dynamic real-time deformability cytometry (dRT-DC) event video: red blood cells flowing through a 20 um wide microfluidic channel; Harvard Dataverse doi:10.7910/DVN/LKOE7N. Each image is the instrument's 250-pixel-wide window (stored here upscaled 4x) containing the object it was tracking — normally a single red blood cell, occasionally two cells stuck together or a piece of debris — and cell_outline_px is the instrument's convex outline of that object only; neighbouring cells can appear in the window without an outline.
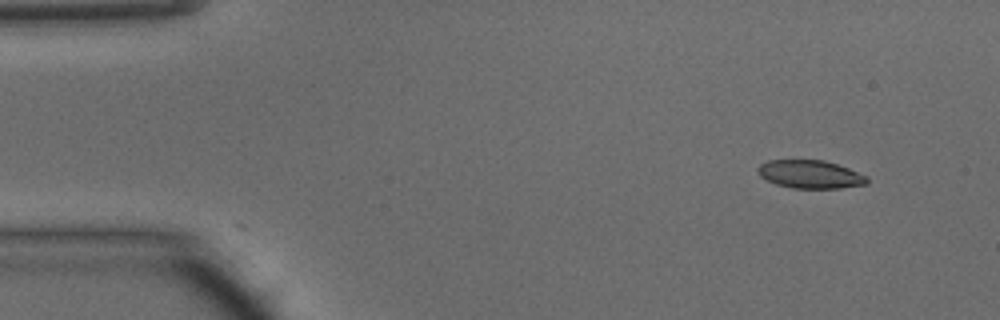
{"species": "common noctule bat (a hibernating species)", "species_latin": "Nyctalus noctula", "temperature_condition": "warm", "stored_images_in_passage": 25, "camera_frame_rate_fps": 3000, "um_per_image_px": 0.085, "animal": {"sex": "male", "body_mass_g": 15.6}, "frame": {"image": 1, "passage_image": 1, "time_ms": 0.0, "image_size_px": [1000, 320], "cell_outline_px": [[868, 184], [840, 188], [792, 188], [776, 184], [760, 176], [756, 172], [756, 168], [760, 164], [768, 160], [824, 160], [848, 168], [868, 176]], "centroid_in_image_um": [68.86, 14.81], "position_along_channel_um": 16.1, "area_um2": 17.98}}
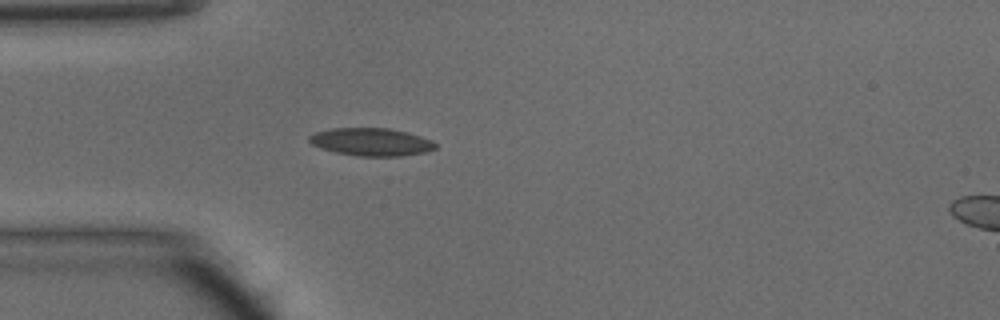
{"frame": {"image": 2, "passage_image": 10, "time_ms": 3.0, "image_size_px": [1000, 320], "cell_outline_px": [[436, 148], [428, 152], [400, 156], [356, 156], [336, 152], [320, 148], [312, 144], [308, 140], [308, 136], [316, 132], [332, 128], [388, 128], [408, 132], [432, 140], [436, 144]], "centroid_in_image_um": [31.57, 12.06], "position_along_channel_um": 53.4, "area_um2": 20.52}}
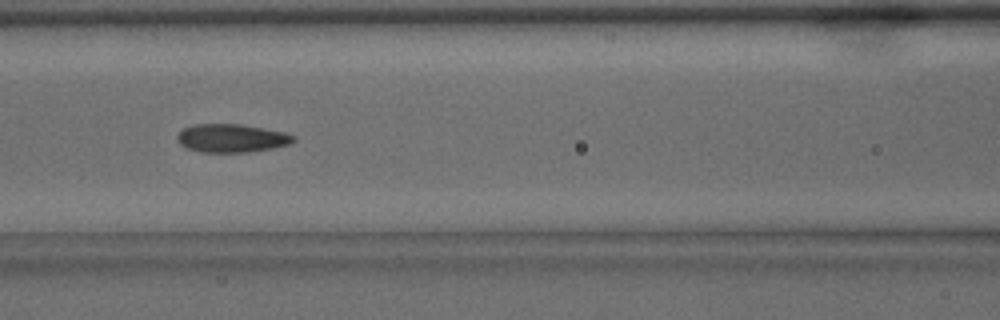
{"frame": {"image": 3, "passage_image": 17, "time_ms": 5.333, "image_size_px": [1000, 320], "cell_outline_px": [[296, 140], [288, 144], [272, 148], [248, 152], [200, 152], [184, 148], [176, 140], [176, 136], [184, 128], [192, 124], [240, 124], [284, 132], [296, 136]], "centroid_in_image_um": [19.64, 11.75], "position_along_channel_um": 147.0, "area_um2": 19.25}}